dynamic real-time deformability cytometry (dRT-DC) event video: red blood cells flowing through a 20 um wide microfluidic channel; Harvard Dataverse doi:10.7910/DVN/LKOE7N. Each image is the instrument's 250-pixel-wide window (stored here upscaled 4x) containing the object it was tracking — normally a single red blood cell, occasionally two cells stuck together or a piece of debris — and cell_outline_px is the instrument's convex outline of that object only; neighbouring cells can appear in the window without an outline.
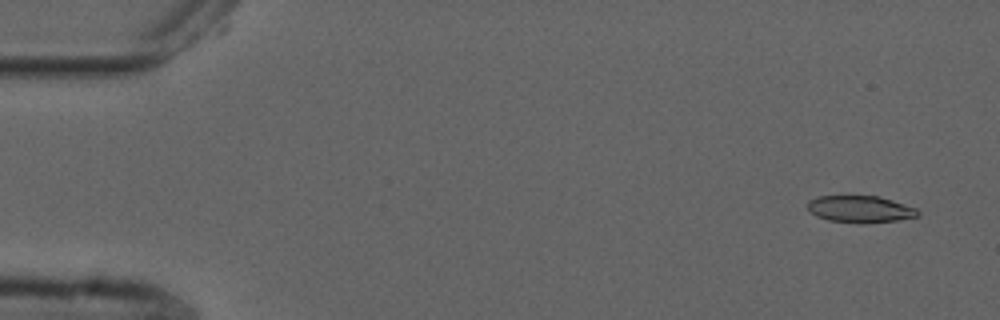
{"species": "common noctule bat (a hibernating species)", "species_latin": "Nyctalus noctula", "temperature_condition": "cold", "stored_images_in_passage": 4, "camera_frame_rate_fps": 3000, "um_per_image_px": 0.085, "animal": {"sex": "male", "forearm_length_mm": 52.5}, "frame": {"image": 1, "passage_image": 1, "time_ms": 0.0, "image_size_px": [1000, 320], "cell_outline_px": [[920, 216], [896, 220], [828, 220], [816, 216], [808, 212], [808, 200], [816, 196], [880, 196], [916, 208], [920, 212]], "centroid_in_image_um": [73.08, 17.72], "position_along_channel_um": 11.9, "area_um2": 16.47}}
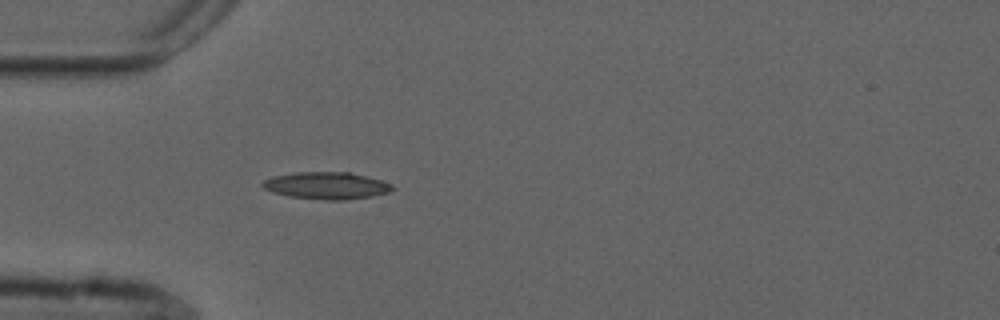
{"frame": {"image": 2, "passage_image": 4, "time_ms": 1.0, "image_size_px": [1000, 320], "cell_outline_px": [[396, 188], [388, 192], [372, 196], [344, 200], [324, 200], [288, 196], [272, 192], [264, 188], [260, 184], [264, 180], [272, 176], [296, 172], [348, 172], [380, 180], [392, 184]], "centroid_in_image_um": [27.73, 15.78], "position_along_channel_um": 57.3, "area_um2": 20.46}}